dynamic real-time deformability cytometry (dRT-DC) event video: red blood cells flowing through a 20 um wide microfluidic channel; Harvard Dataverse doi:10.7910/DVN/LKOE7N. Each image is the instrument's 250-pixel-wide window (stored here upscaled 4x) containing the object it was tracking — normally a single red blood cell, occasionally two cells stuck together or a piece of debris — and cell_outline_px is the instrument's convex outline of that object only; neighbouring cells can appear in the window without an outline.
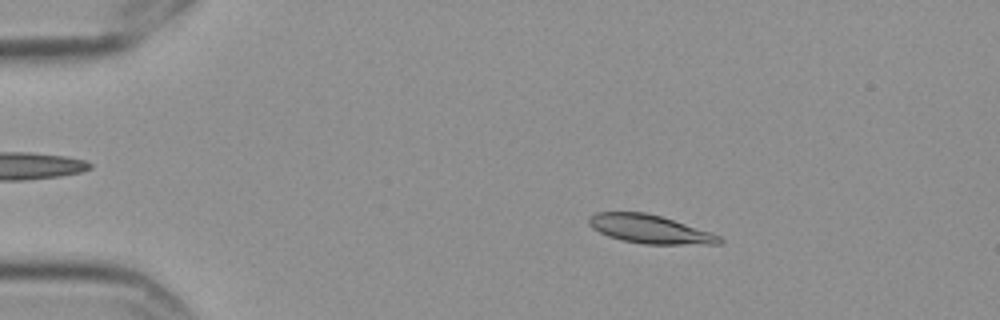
{"species": "Egyptian fruit bat (a non-hibernating species)", "species_latin": "Rousettus aegyptiacus", "temperature_condition": "cold", "stored_images_in_passage": 5, "camera_frame_rate_fps": 3000, "um_per_image_px": 0.085, "frame": {"image": 1, "passage_image": 3, "time_ms": 0.667, "image_size_px": [1000, 320], "cell_outline_px": [[724, 240], [720, 244], [644, 244], [624, 240], [608, 236], [592, 228], [588, 224], [588, 216], [596, 212], [644, 212], [660, 216], [712, 232], [720, 236]], "centroid_in_image_um": [55.23, 19.47], "position_along_channel_um": 29.8, "area_um2": 21.62}}